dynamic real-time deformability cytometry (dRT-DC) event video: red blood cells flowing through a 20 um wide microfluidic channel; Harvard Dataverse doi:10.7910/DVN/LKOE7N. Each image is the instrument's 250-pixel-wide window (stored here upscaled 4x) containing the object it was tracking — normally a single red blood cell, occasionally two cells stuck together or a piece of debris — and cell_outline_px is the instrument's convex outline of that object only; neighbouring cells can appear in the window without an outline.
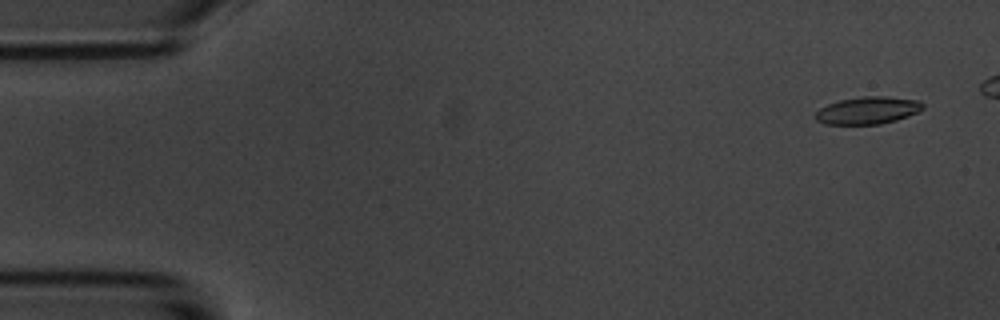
{"species": "common noctule bat (a hibernating species)", "species_latin": "Nyctalus noctula", "temperature_condition": "room temperature", "stored_images_in_passage": 15, "camera_frame_rate_fps": 3000, "um_per_image_px": 0.085, "animal": {"sex": "male", "body_mass_g": 20.1, "forearm_length_mm": 53.5}, "frame": {"image": 1, "passage_image": 3, "time_ms": 0.667, "image_size_px": [1000, 320], "cell_outline_px": [[924, 108], [908, 116], [896, 120], [880, 124], [824, 124], [816, 120], [812, 116], [820, 108], [828, 104], [840, 100], [864, 96], [884, 96], [920, 100], [924, 104]], "centroid_in_image_um": [73.74, 9.38], "position_along_channel_um": 11.3, "area_um2": 17.17}}